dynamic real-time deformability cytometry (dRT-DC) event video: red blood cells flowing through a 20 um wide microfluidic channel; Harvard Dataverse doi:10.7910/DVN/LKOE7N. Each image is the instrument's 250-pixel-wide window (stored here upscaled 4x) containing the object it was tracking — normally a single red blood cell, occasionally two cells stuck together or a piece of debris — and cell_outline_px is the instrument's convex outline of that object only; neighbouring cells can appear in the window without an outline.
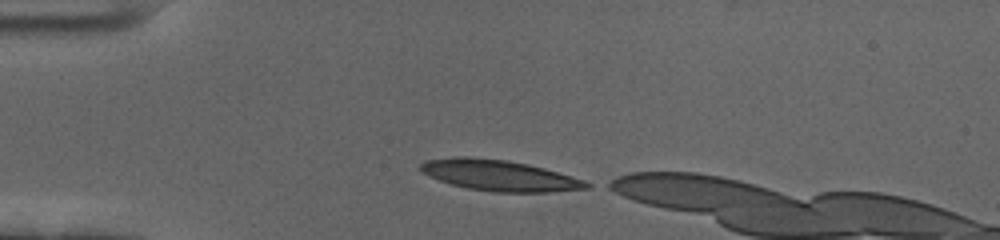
{"species": "human", "species_latin": "Homo sapiens", "temperature_condition": "cold", "stored_images_in_passage": 40, "camera_frame_rate_fps": 3000, "um_per_image_px": 0.085, "donor": {"sex": "female"}, "frame": {"image": 1, "passage_image": 1, "time_ms": 0.0, "image_size_px": [1000, 240], "cell_outline_px": [[592, 188], [544, 192], [496, 192], [468, 188], [452, 184], [440, 180], [424, 172], [420, 168], [420, 164], [424, 160], [452, 156], [468, 156], [508, 160], [528, 164], [544, 168], [584, 180], [592, 184]], "centroid_in_image_um": [42.46, 14.9], "position_along_channel_um": 42.5, "area_um2": 29.71}}
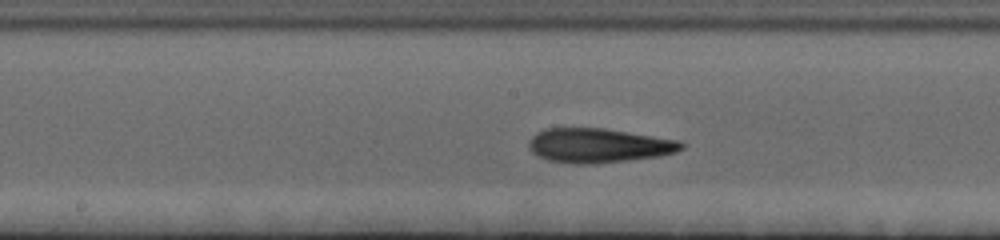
{"frame": {"image": 2, "passage_image": 17, "time_ms": 5.333, "image_size_px": [1000, 240], "cell_outline_px": [[684, 148], [676, 152], [660, 156], [628, 160], [592, 164], [572, 164], [548, 160], [532, 152], [528, 148], [528, 140], [536, 132], [544, 128], [604, 128], [680, 140], [684, 144]], "centroid_in_image_um": [50.87, 12.36], "position_along_channel_um": 197.3, "area_um2": 30.75}}
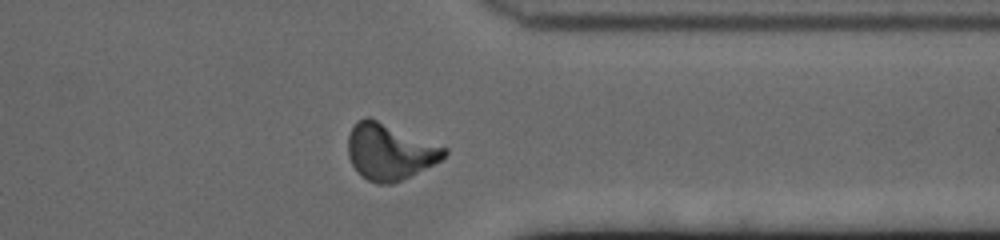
{"frame": {"image": 3, "passage_image": 33, "time_ms": 10.667, "image_size_px": [1000, 240], "cell_outline_px": [[448, 152], [440, 160], [392, 184], [376, 184], [368, 180], [352, 164], [348, 156], [348, 136], [356, 120], [364, 116], [368, 116], [448, 148]], "centroid_in_image_um": [33.09, 12.86], "position_along_channel_um": 378.3, "area_um2": 31.1}}